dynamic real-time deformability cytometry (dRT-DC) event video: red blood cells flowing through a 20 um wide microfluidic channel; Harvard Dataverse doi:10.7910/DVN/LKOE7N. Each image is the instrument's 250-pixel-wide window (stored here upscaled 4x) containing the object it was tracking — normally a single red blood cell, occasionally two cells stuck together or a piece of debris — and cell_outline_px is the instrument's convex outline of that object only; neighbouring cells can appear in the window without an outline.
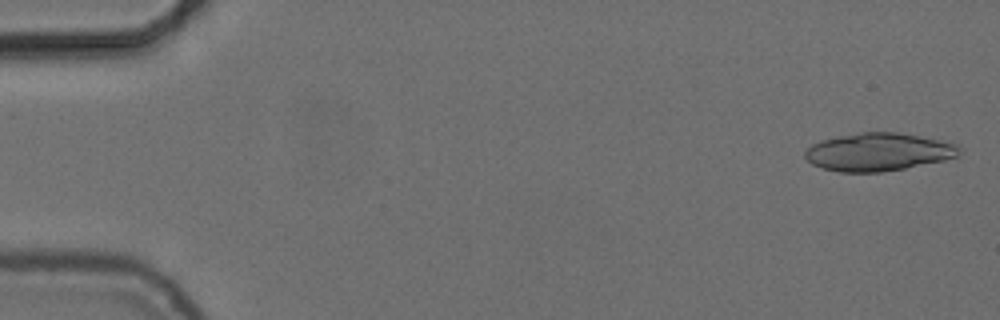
{"species": "common noctule bat (a hibernating species)", "species_latin": "Nyctalus noctula", "temperature_condition": "cold", "stored_images_in_passage": 54, "segment_of_instrument_passage": [1, 2], "camera_frame_rate_fps": 3000, "um_per_image_px": 0.085, "animal": {"sex": "female", "body_mass_g": 24.6, "forearm_length_mm": 56.2}, "frame": {"image": 1, "passage_image": 2, "time_ms": 0.333, "image_size_px": [1000, 320], "cell_outline_px": [[964, 148], [956, 156], [944, 160], [904, 168], [880, 172], [840, 172], [824, 168], [812, 164], [804, 156], [804, 152], [812, 144], [820, 140], [860, 132], [896, 132], [920, 136], [952, 144]], "centroid_in_image_um": [74.62, 12.92], "position_along_channel_um": 10.4, "area_um2": 33.7}}